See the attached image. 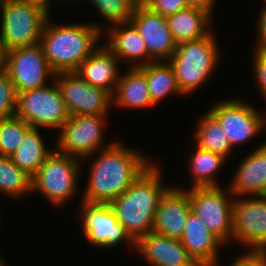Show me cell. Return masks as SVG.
Returning <instances> with one entry per match:
<instances>
[{
    "label": "cell",
    "instance_id": "6da1fadb",
    "mask_svg": "<svg viewBox=\"0 0 266 266\" xmlns=\"http://www.w3.org/2000/svg\"><path fill=\"white\" fill-rule=\"evenodd\" d=\"M99 150L89 169L87 186L81 200L111 202L126 191L151 164V159L119 139Z\"/></svg>",
    "mask_w": 266,
    "mask_h": 266
},
{
    "label": "cell",
    "instance_id": "7a4b0ae2",
    "mask_svg": "<svg viewBox=\"0 0 266 266\" xmlns=\"http://www.w3.org/2000/svg\"><path fill=\"white\" fill-rule=\"evenodd\" d=\"M161 169L152 163L126 191L110 202L117 220L135 243L153 230L160 199L170 188L163 185Z\"/></svg>",
    "mask_w": 266,
    "mask_h": 266
},
{
    "label": "cell",
    "instance_id": "3957f363",
    "mask_svg": "<svg viewBox=\"0 0 266 266\" xmlns=\"http://www.w3.org/2000/svg\"><path fill=\"white\" fill-rule=\"evenodd\" d=\"M48 16L44 23L41 45L47 62L57 74L75 72L97 47L102 26L95 23L52 24ZM102 33V34H101Z\"/></svg>",
    "mask_w": 266,
    "mask_h": 266
},
{
    "label": "cell",
    "instance_id": "277c9868",
    "mask_svg": "<svg viewBox=\"0 0 266 266\" xmlns=\"http://www.w3.org/2000/svg\"><path fill=\"white\" fill-rule=\"evenodd\" d=\"M218 46L212 31L201 39L177 44L168 62L174 70L179 90L184 96L194 93V90L211 78L221 56Z\"/></svg>",
    "mask_w": 266,
    "mask_h": 266
},
{
    "label": "cell",
    "instance_id": "5b68a950",
    "mask_svg": "<svg viewBox=\"0 0 266 266\" xmlns=\"http://www.w3.org/2000/svg\"><path fill=\"white\" fill-rule=\"evenodd\" d=\"M80 161L54 149L31 177V191L43 194L54 206L67 203L79 191Z\"/></svg>",
    "mask_w": 266,
    "mask_h": 266
},
{
    "label": "cell",
    "instance_id": "8992f818",
    "mask_svg": "<svg viewBox=\"0 0 266 266\" xmlns=\"http://www.w3.org/2000/svg\"><path fill=\"white\" fill-rule=\"evenodd\" d=\"M0 42L4 52L39 43L48 14L20 0H0Z\"/></svg>",
    "mask_w": 266,
    "mask_h": 266
},
{
    "label": "cell",
    "instance_id": "52a82bcc",
    "mask_svg": "<svg viewBox=\"0 0 266 266\" xmlns=\"http://www.w3.org/2000/svg\"><path fill=\"white\" fill-rule=\"evenodd\" d=\"M15 115L31 127L58 130L70 116L55 80L51 85L17 93Z\"/></svg>",
    "mask_w": 266,
    "mask_h": 266
},
{
    "label": "cell",
    "instance_id": "ba28073f",
    "mask_svg": "<svg viewBox=\"0 0 266 266\" xmlns=\"http://www.w3.org/2000/svg\"><path fill=\"white\" fill-rule=\"evenodd\" d=\"M106 118L107 115H70L60 128L55 149L79 159H87L111 146L115 139L104 145Z\"/></svg>",
    "mask_w": 266,
    "mask_h": 266
},
{
    "label": "cell",
    "instance_id": "9c48e42d",
    "mask_svg": "<svg viewBox=\"0 0 266 266\" xmlns=\"http://www.w3.org/2000/svg\"><path fill=\"white\" fill-rule=\"evenodd\" d=\"M227 99L211 105L208 110L220 122L229 145L235 149L236 146L249 143L265 131L266 115L241 97Z\"/></svg>",
    "mask_w": 266,
    "mask_h": 266
},
{
    "label": "cell",
    "instance_id": "30bf717a",
    "mask_svg": "<svg viewBox=\"0 0 266 266\" xmlns=\"http://www.w3.org/2000/svg\"><path fill=\"white\" fill-rule=\"evenodd\" d=\"M227 193H226V192ZM230 194V196H228ZM192 211L225 245L232 241L234 195L220 186L188 188Z\"/></svg>",
    "mask_w": 266,
    "mask_h": 266
},
{
    "label": "cell",
    "instance_id": "8fae6325",
    "mask_svg": "<svg viewBox=\"0 0 266 266\" xmlns=\"http://www.w3.org/2000/svg\"><path fill=\"white\" fill-rule=\"evenodd\" d=\"M79 209V215L83 220V233L90 244L101 249H112L119 243L126 242L127 245L135 248V242L117 220L109 202L82 200Z\"/></svg>",
    "mask_w": 266,
    "mask_h": 266
},
{
    "label": "cell",
    "instance_id": "7c38bea8",
    "mask_svg": "<svg viewBox=\"0 0 266 266\" xmlns=\"http://www.w3.org/2000/svg\"><path fill=\"white\" fill-rule=\"evenodd\" d=\"M4 70L17 93L44 87L48 85L47 78L53 81L56 75L39 43L5 52Z\"/></svg>",
    "mask_w": 266,
    "mask_h": 266
},
{
    "label": "cell",
    "instance_id": "4fadbf2b",
    "mask_svg": "<svg viewBox=\"0 0 266 266\" xmlns=\"http://www.w3.org/2000/svg\"><path fill=\"white\" fill-rule=\"evenodd\" d=\"M246 198L234 197L232 241L246 251H266V196Z\"/></svg>",
    "mask_w": 266,
    "mask_h": 266
},
{
    "label": "cell",
    "instance_id": "5bb4252c",
    "mask_svg": "<svg viewBox=\"0 0 266 266\" xmlns=\"http://www.w3.org/2000/svg\"><path fill=\"white\" fill-rule=\"evenodd\" d=\"M70 115H108L112 94L92 86L76 72H61L54 77Z\"/></svg>",
    "mask_w": 266,
    "mask_h": 266
},
{
    "label": "cell",
    "instance_id": "9a60e30c",
    "mask_svg": "<svg viewBox=\"0 0 266 266\" xmlns=\"http://www.w3.org/2000/svg\"><path fill=\"white\" fill-rule=\"evenodd\" d=\"M130 22L144 39L148 64L171 59L177 44L169 29L167 17L152 12L140 2L131 15Z\"/></svg>",
    "mask_w": 266,
    "mask_h": 266
},
{
    "label": "cell",
    "instance_id": "2e32d148",
    "mask_svg": "<svg viewBox=\"0 0 266 266\" xmlns=\"http://www.w3.org/2000/svg\"><path fill=\"white\" fill-rule=\"evenodd\" d=\"M191 211L188 189L171 185L160 199L152 231L180 240Z\"/></svg>",
    "mask_w": 266,
    "mask_h": 266
},
{
    "label": "cell",
    "instance_id": "e0dca14e",
    "mask_svg": "<svg viewBox=\"0 0 266 266\" xmlns=\"http://www.w3.org/2000/svg\"><path fill=\"white\" fill-rule=\"evenodd\" d=\"M135 250L150 266H200L179 239L153 231L135 243Z\"/></svg>",
    "mask_w": 266,
    "mask_h": 266
},
{
    "label": "cell",
    "instance_id": "ac0fdd59",
    "mask_svg": "<svg viewBox=\"0 0 266 266\" xmlns=\"http://www.w3.org/2000/svg\"><path fill=\"white\" fill-rule=\"evenodd\" d=\"M184 227L180 241L194 260L200 266H219L218 253L226 245L193 211L189 213Z\"/></svg>",
    "mask_w": 266,
    "mask_h": 266
},
{
    "label": "cell",
    "instance_id": "d6986e66",
    "mask_svg": "<svg viewBox=\"0 0 266 266\" xmlns=\"http://www.w3.org/2000/svg\"><path fill=\"white\" fill-rule=\"evenodd\" d=\"M250 152L227 185L234 197L266 196V141Z\"/></svg>",
    "mask_w": 266,
    "mask_h": 266
},
{
    "label": "cell",
    "instance_id": "ffe728a7",
    "mask_svg": "<svg viewBox=\"0 0 266 266\" xmlns=\"http://www.w3.org/2000/svg\"><path fill=\"white\" fill-rule=\"evenodd\" d=\"M107 33V43L104 45L119 61L130 63L128 67L131 68L148 64V51L144 39L130 21L109 26Z\"/></svg>",
    "mask_w": 266,
    "mask_h": 266
},
{
    "label": "cell",
    "instance_id": "44dd1931",
    "mask_svg": "<svg viewBox=\"0 0 266 266\" xmlns=\"http://www.w3.org/2000/svg\"><path fill=\"white\" fill-rule=\"evenodd\" d=\"M119 65L118 58L102 43L75 72L92 86L113 94L121 75Z\"/></svg>",
    "mask_w": 266,
    "mask_h": 266
},
{
    "label": "cell",
    "instance_id": "7402d4cb",
    "mask_svg": "<svg viewBox=\"0 0 266 266\" xmlns=\"http://www.w3.org/2000/svg\"><path fill=\"white\" fill-rule=\"evenodd\" d=\"M112 103L135 110L155 107L149 95L145 74L139 67H129L126 73L120 75L112 94Z\"/></svg>",
    "mask_w": 266,
    "mask_h": 266
},
{
    "label": "cell",
    "instance_id": "603a6c76",
    "mask_svg": "<svg viewBox=\"0 0 266 266\" xmlns=\"http://www.w3.org/2000/svg\"><path fill=\"white\" fill-rule=\"evenodd\" d=\"M211 14L201 8L188 6L167 17L169 29L176 44L207 36L211 30Z\"/></svg>",
    "mask_w": 266,
    "mask_h": 266
},
{
    "label": "cell",
    "instance_id": "cb8c5ba5",
    "mask_svg": "<svg viewBox=\"0 0 266 266\" xmlns=\"http://www.w3.org/2000/svg\"><path fill=\"white\" fill-rule=\"evenodd\" d=\"M53 150V148L50 149L46 146L39 128L31 127L25 133L17 150L10 157L18 168L32 177Z\"/></svg>",
    "mask_w": 266,
    "mask_h": 266
},
{
    "label": "cell",
    "instance_id": "d4e9b609",
    "mask_svg": "<svg viewBox=\"0 0 266 266\" xmlns=\"http://www.w3.org/2000/svg\"><path fill=\"white\" fill-rule=\"evenodd\" d=\"M195 128L196 130L193 131L192 135L194 141L197 142V147L220 154L227 160L229 159L228 157L232 154L233 149L229 145L228 137L220 122L210 111L204 113L197 120Z\"/></svg>",
    "mask_w": 266,
    "mask_h": 266
},
{
    "label": "cell",
    "instance_id": "484cf974",
    "mask_svg": "<svg viewBox=\"0 0 266 266\" xmlns=\"http://www.w3.org/2000/svg\"><path fill=\"white\" fill-rule=\"evenodd\" d=\"M139 68L145 74L149 95L155 106L170 94L183 95L168 61L151 62Z\"/></svg>",
    "mask_w": 266,
    "mask_h": 266
},
{
    "label": "cell",
    "instance_id": "4316f807",
    "mask_svg": "<svg viewBox=\"0 0 266 266\" xmlns=\"http://www.w3.org/2000/svg\"><path fill=\"white\" fill-rule=\"evenodd\" d=\"M189 159V170L192 174L190 188L220 186L215 175L220 172L225 162H227L225 157L196 146V150Z\"/></svg>",
    "mask_w": 266,
    "mask_h": 266
},
{
    "label": "cell",
    "instance_id": "83f0119b",
    "mask_svg": "<svg viewBox=\"0 0 266 266\" xmlns=\"http://www.w3.org/2000/svg\"><path fill=\"white\" fill-rule=\"evenodd\" d=\"M27 193H32L31 176L18 168L11 157L0 156V194L17 200Z\"/></svg>",
    "mask_w": 266,
    "mask_h": 266
},
{
    "label": "cell",
    "instance_id": "f1b7e54d",
    "mask_svg": "<svg viewBox=\"0 0 266 266\" xmlns=\"http://www.w3.org/2000/svg\"><path fill=\"white\" fill-rule=\"evenodd\" d=\"M30 128V125L16 115L0 119V156L10 157Z\"/></svg>",
    "mask_w": 266,
    "mask_h": 266
},
{
    "label": "cell",
    "instance_id": "f546056e",
    "mask_svg": "<svg viewBox=\"0 0 266 266\" xmlns=\"http://www.w3.org/2000/svg\"><path fill=\"white\" fill-rule=\"evenodd\" d=\"M83 1V0H82ZM90 2L101 17L112 26L114 24L129 22L140 0H87Z\"/></svg>",
    "mask_w": 266,
    "mask_h": 266
},
{
    "label": "cell",
    "instance_id": "4dcf8cb0",
    "mask_svg": "<svg viewBox=\"0 0 266 266\" xmlns=\"http://www.w3.org/2000/svg\"><path fill=\"white\" fill-rule=\"evenodd\" d=\"M17 92L8 73L0 70V119L15 116Z\"/></svg>",
    "mask_w": 266,
    "mask_h": 266
},
{
    "label": "cell",
    "instance_id": "1f68e13d",
    "mask_svg": "<svg viewBox=\"0 0 266 266\" xmlns=\"http://www.w3.org/2000/svg\"><path fill=\"white\" fill-rule=\"evenodd\" d=\"M141 3L154 13L164 17L186 9L189 5L186 0H140Z\"/></svg>",
    "mask_w": 266,
    "mask_h": 266
},
{
    "label": "cell",
    "instance_id": "d6a6232c",
    "mask_svg": "<svg viewBox=\"0 0 266 266\" xmlns=\"http://www.w3.org/2000/svg\"><path fill=\"white\" fill-rule=\"evenodd\" d=\"M253 53L252 72H255L256 85H258V90L266 100V49L254 48Z\"/></svg>",
    "mask_w": 266,
    "mask_h": 266
},
{
    "label": "cell",
    "instance_id": "836d02e7",
    "mask_svg": "<svg viewBox=\"0 0 266 266\" xmlns=\"http://www.w3.org/2000/svg\"><path fill=\"white\" fill-rule=\"evenodd\" d=\"M229 266H266V251H248Z\"/></svg>",
    "mask_w": 266,
    "mask_h": 266
},
{
    "label": "cell",
    "instance_id": "e575fe53",
    "mask_svg": "<svg viewBox=\"0 0 266 266\" xmlns=\"http://www.w3.org/2000/svg\"><path fill=\"white\" fill-rule=\"evenodd\" d=\"M263 8L258 14L257 19V32H256V44L254 48L266 49V0H263ZM258 35V36H257Z\"/></svg>",
    "mask_w": 266,
    "mask_h": 266
},
{
    "label": "cell",
    "instance_id": "d590c367",
    "mask_svg": "<svg viewBox=\"0 0 266 266\" xmlns=\"http://www.w3.org/2000/svg\"><path fill=\"white\" fill-rule=\"evenodd\" d=\"M216 0H186L187 4L191 7H197L208 11L213 16V9Z\"/></svg>",
    "mask_w": 266,
    "mask_h": 266
},
{
    "label": "cell",
    "instance_id": "8d00e7d4",
    "mask_svg": "<svg viewBox=\"0 0 266 266\" xmlns=\"http://www.w3.org/2000/svg\"><path fill=\"white\" fill-rule=\"evenodd\" d=\"M22 2H26L30 5L39 7L40 9H42L44 12H46L49 16H50V0H20Z\"/></svg>",
    "mask_w": 266,
    "mask_h": 266
},
{
    "label": "cell",
    "instance_id": "74e56055",
    "mask_svg": "<svg viewBox=\"0 0 266 266\" xmlns=\"http://www.w3.org/2000/svg\"><path fill=\"white\" fill-rule=\"evenodd\" d=\"M5 52L0 42V70L4 69Z\"/></svg>",
    "mask_w": 266,
    "mask_h": 266
},
{
    "label": "cell",
    "instance_id": "f35d334b",
    "mask_svg": "<svg viewBox=\"0 0 266 266\" xmlns=\"http://www.w3.org/2000/svg\"><path fill=\"white\" fill-rule=\"evenodd\" d=\"M5 261L1 258L0 256V266H5L6 264L4 263Z\"/></svg>",
    "mask_w": 266,
    "mask_h": 266
}]
</instances>
